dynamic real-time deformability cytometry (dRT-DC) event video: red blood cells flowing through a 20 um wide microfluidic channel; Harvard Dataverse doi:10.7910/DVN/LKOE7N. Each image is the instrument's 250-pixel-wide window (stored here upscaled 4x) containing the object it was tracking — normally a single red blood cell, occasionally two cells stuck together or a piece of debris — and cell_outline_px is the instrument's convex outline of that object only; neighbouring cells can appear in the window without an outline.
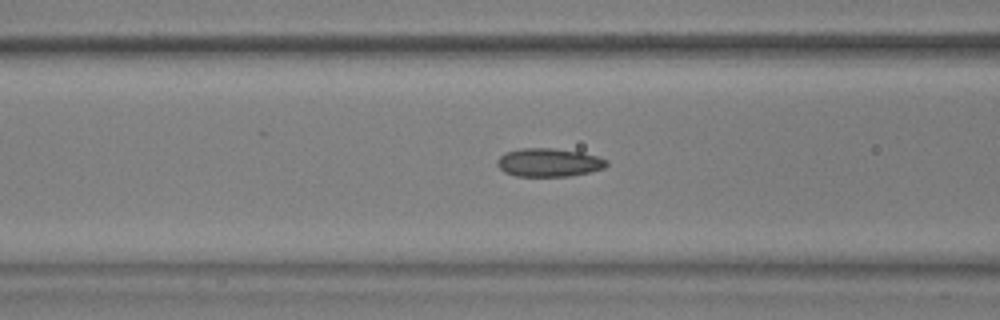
{"species": "common noctule bat (a hibernating species)", "species_latin": "Nyctalus noctula", "temperature_condition": "warm", "stored_images_in_passage": 39, "camera_frame_rate_fps": 3000, "um_per_image_px": 0.085, "animal": {"sex": "male", "body_mass_g": 17.9, "forearm_length_mm": 54.2}, "frame": {"image": 1, "passage_image": 9, "time_ms": 2.667, "image_size_px": [1000, 320], "cell_outline_px": [[608, 164], [604, 168], [588, 172], [568, 176], [516, 176], [504, 172], [496, 164], [496, 160], [504, 152], [520, 148], [556, 148], [580, 152], [596, 156], [608, 160]], "centroid_in_image_um": [46.61, 13.8], "position_along_channel_um": 120.0, "area_um2": 18.15}}
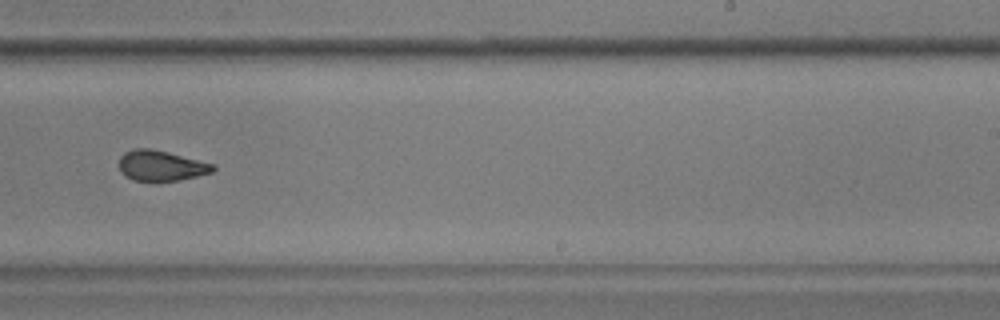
{"frame": {"image": 2, "passage_image": 22, "time_ms": 7.0, "image_size_px": [1000, 320], "cell_outline_px": [[216, 168], [212, 172], [180, 180], [156, 184], [132, 180], [124, 176], [120, 172], [120, 156], [124, 152], [132, 148], [152, 148], [216, 164]], "centroid_in_image_um": [13.67, 14.12], "position_along_channel_um": 275.3, "area_um2": 17.4}}
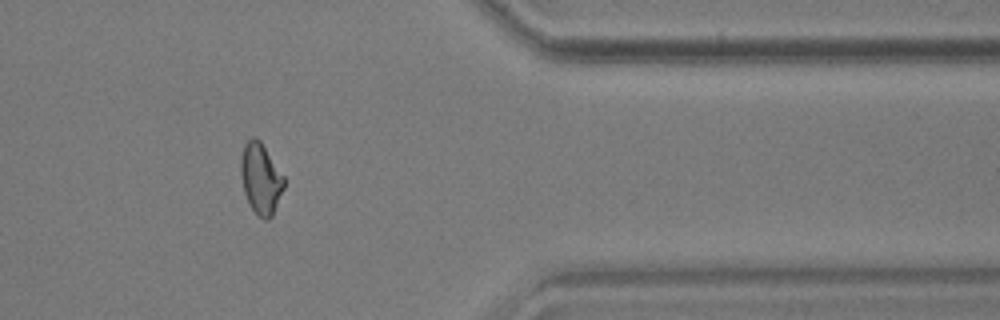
{"frame": {"image": 3, "passage_image": 33, "time_ms": 10.667, "image_size_px": [1000, 320], "cell_outline_px": [[284, 188], [272, 216], [268, 220], [264, 220], [248, 204], [244, 192], [240, 172], [240, 160], [244, 144], [252, 136], [260, 140], [284, 176]], "centroid_in_image_um": [22.15, 15.17], "position_along_channel_um": 389.2, "area_um2": 17.8}}